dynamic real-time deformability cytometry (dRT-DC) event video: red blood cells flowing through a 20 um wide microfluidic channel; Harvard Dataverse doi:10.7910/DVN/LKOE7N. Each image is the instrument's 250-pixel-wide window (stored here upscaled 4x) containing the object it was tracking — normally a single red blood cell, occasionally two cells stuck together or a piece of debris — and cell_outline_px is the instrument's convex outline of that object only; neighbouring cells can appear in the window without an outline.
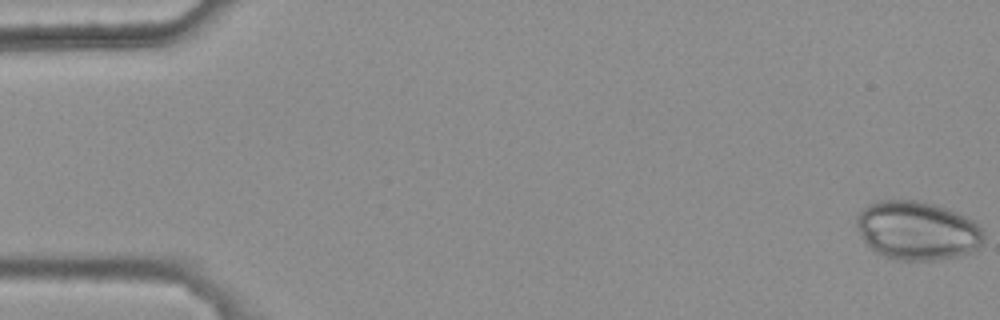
{"species": "common noctule bat (a hibernating species)", "species_latin": "Nyctalus noctula", "temperature_condition": "warm", "stored_images_in_passage": 46, "camera_frame_rate_fps": 3000, "um_per_image_px": 0.085, "animal": {"sex": "female", "body_mass_g": 25.1}, "frame": {"image": 1, "passage_image": 1, "time_ms": 0.0, "image_size_px": [1000, 320], "cell_outline_px": [[984, 240], [972, 252], [960, 256], [936, 260], [896, 260], [884, 256], [876, 252], [864, 240], [856, 224], [856, 216], [868, 204], [876, 200], [920, 200], [936, 204], [948, 208], [972, 220], [984, 232]], "centroid_in_image_um": [77.97, 19.59], "position_along_channel_um": 7.0, "area_um2": 43.64}}
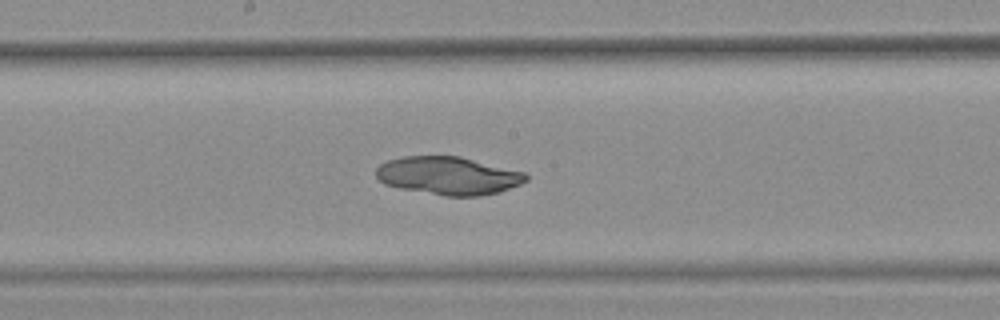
{"frame": {"image": 2, "passage_image": 29, "time_ms": 9.333, "image_size_px": [1000, 320], "cell_outline_px": [[528, 180], [520, 184], [500, 192], [480, 196], [444, 196], [400, 188], [384, 184], [376, 176], [376, 168], [380, 164], [388, 160], [404, 156], [460, 156], [524, 172], [528, 176]], "centroid_in_image_um": [38.11, 14.93], "position_along_channel_um": 210.1, "area_um2": 33.23}}
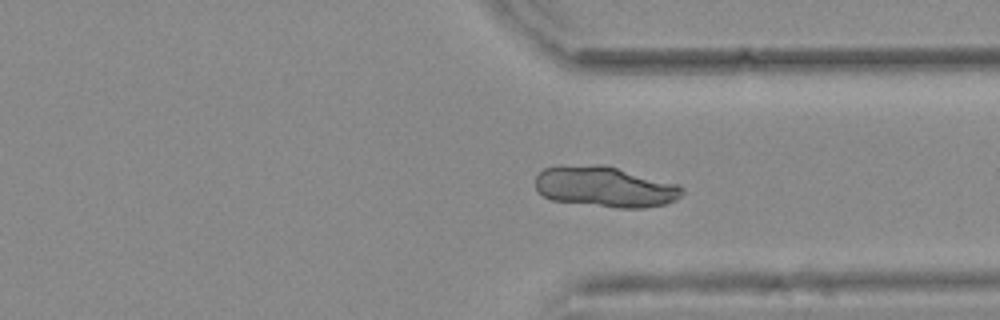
{"frame": {"image": 3, "passage_image": 41, "time_ms": 13.333, "image_size_px": [1000, 320], "cell_outline_px": [[684, 192], [676, 200], [664, 204], [644, 208], [616, 208], [552, 200], [544, 196], [536, 188], [536, 176], [544, 168], [592, 164], [604, 164], [676, 184], [684, 188]], "centroid_in_image_um": [51.44, 15.89], "position_along_channel_um": 360.0, "area_um2": 34.56}}